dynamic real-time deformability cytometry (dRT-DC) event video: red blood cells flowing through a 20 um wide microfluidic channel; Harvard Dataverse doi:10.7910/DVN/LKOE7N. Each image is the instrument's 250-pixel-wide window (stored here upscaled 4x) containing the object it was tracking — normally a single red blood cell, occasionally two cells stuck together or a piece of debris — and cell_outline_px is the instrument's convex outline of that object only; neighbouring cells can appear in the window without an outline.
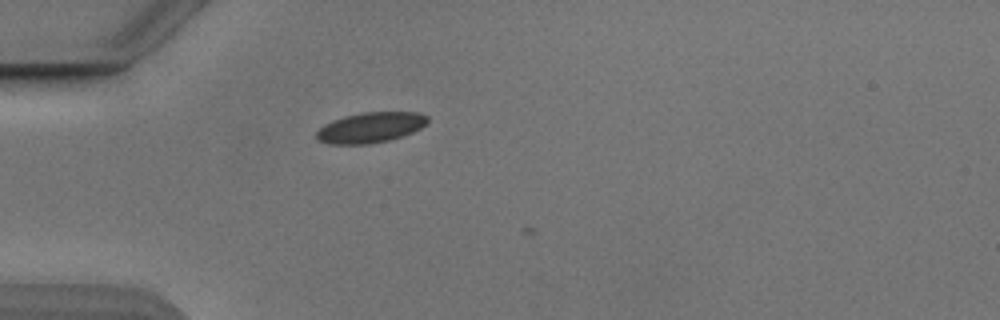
{"species": "Egyptian fruit bat (a non-hibernating species)", "species_latin": "Rousettus aegyptiacus", "temperature_condition": "cold", "stored_images_in_passage": 3, "camera_frame_rate_fps": 3000, "um_per_image_px": 0.085, "animal": {"sex": "male"}, "frame": {"image": 1, "passage_image": 2, "time_ms": 0.333, "image_size_px": [1000, 320], "cell_outline_px": [[428, 124], [412, 132], [388, 140], [368, 144], [328, 144], [316, 140], [316, 132], [324, 124], [332, 120], [344, 116], [360, 112], [416, 112], [428, 116]], "centroid_in_image_um": [31.46, 10.83], "position_along_channel_um": 53.5, "area_um2": 19.77}}